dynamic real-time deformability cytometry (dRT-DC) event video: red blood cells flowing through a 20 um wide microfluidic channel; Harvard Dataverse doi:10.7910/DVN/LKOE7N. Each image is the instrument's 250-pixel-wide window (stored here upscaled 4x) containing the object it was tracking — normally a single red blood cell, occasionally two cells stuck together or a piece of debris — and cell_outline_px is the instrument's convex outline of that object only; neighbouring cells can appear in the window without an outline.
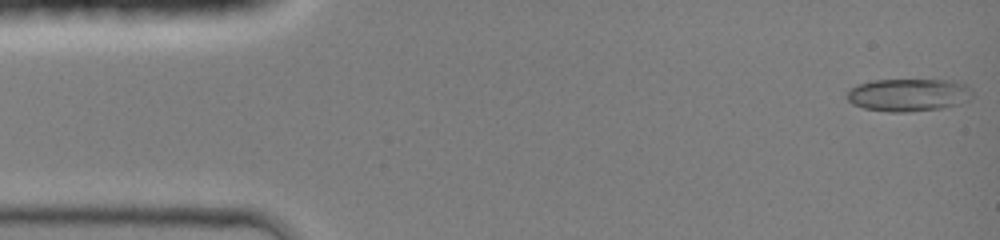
{"species": "common noctule bat (a hibernating species)", "species_latin": "Nyctalus noctula", "temperature_condition": "room temperature", "stored_images_in_passage": 38, "camera_frame_rate_fps": 3000, "um_per_image_px": 0.085, "animal": {"sex": "female", "body_mass_g": 19.0, "forearm_length_mm": 51.5}, "frame": {"image": 1, "passage_image": 1, "time_ms": 0.0, "image_size_px": [1000, 240], "cell_outline_px": [[972, 96], [968, 100], [960, 104], [944, 108], [904, 112], [888, 112], [864, 108], [852, 104], [848, 100], [848, 88], [856, 84], [872, 80], [952, 80], [968, 84], [972, 92]], "centroid_in_image_um": [77.23, 8.06], "position_along_channel_um": 7.8, "area_um2": 24.22}}
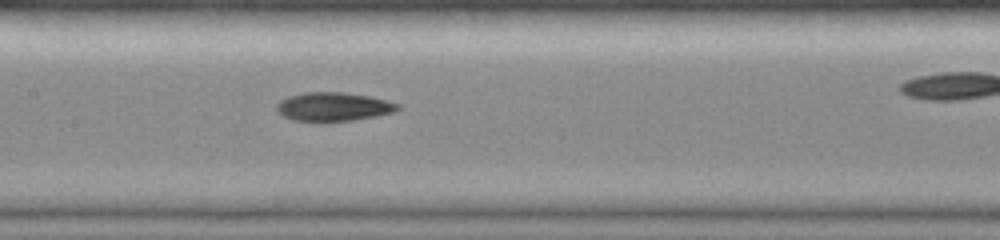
{"frame": {"image": 2, "passage_image": 21, "time_ms": 6.667, "image_size_px": [1000, 240], "cell_outline_px": [[400, 108], [396, 112], [376, 116], [352, 120], [316, 124], [292, 120], [284, 116], [276, 108], [276, 104], [280, 100], [288, 96], [304, 92], [340, 92], [368, 96], [400, 104]], "centroid_in_image_um": [28.3, 9.11], "position_along_channel_um": 179.1, "area_um2": 20.75}}
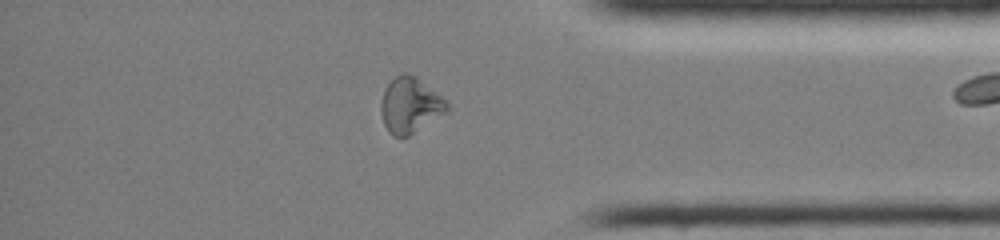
{"frame": {"image": 3, "passage_image": 37, "time_ms": 12.0, "image_size_px": [1000, 240], "cell_outline_px": [[448, 108], [444, 112], [408, 136], [392, 136], [388, 132], [384, 124], [380, 112], [380, 104], [384, 88], [396, 76], [404, 72], [408, 72], [416, 76], [440, 96], [448, 104]], "centroid_in_image_um": [34.79, 8.93], "position_along_channel_um": 400.4, "area_um2": 20.92}}